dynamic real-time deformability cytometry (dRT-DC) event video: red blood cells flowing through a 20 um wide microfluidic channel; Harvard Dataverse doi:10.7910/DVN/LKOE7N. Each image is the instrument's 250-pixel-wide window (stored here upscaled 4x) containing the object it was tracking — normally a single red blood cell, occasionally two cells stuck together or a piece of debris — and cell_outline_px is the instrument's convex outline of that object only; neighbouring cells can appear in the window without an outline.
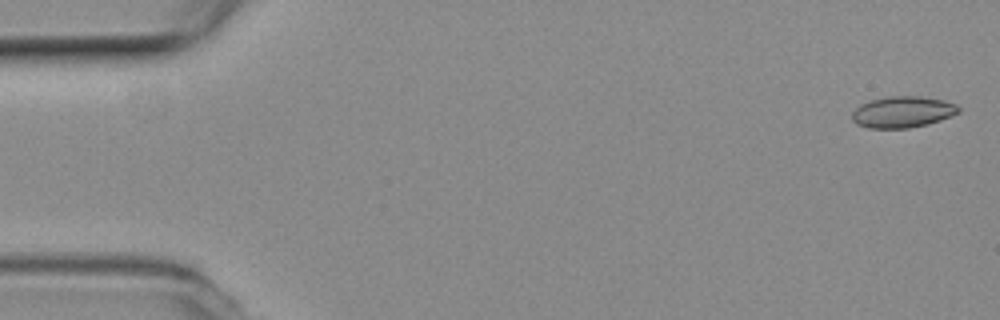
{"species": "common noctule bat (a hibernating species)", "species_latin": "Nyctalus noctula", "temperature_condition": "room temperature", "stored_images_in_passage": 6, "camera_frame_rate_fps": 3000, "um_per_image_px": 0.085, "animal": {"sex": "female", "body_mass_g": 19.3, "forearm_length_mm": 54.1}, "frame": {"image": 1, "passage_image": 1, "time_ms": 0.0, "image_size_px": [1000, 320], "cell_outline_px": [[960, 112], [940, 120], [928, 124], [908, 128], [868, 128], [856, 124], [852, 120], [852, 112], [860, 104], [872, 100], [888, 96], [920, 96], [944, 100], [956, 104], [960, 108]], "centroid_in_image_um": [76.72, 9.52], "position_along_channel_um": 8.3, "area_um2": 19.48}}